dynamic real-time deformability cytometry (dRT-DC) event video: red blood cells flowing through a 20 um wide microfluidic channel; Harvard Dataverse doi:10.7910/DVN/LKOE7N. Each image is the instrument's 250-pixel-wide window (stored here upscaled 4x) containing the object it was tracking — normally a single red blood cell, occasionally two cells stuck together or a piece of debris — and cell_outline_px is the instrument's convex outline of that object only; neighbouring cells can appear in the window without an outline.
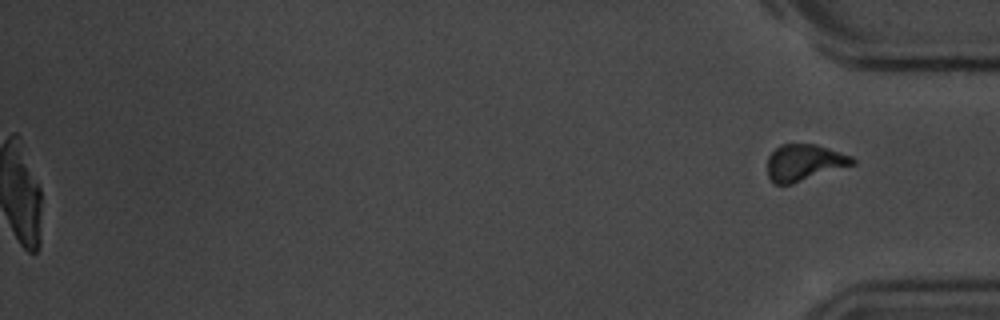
{"species": "common noctule bat (a hibernating species)", "species_latin": "Nyctalus noctula", "temperature_condition": "room temperature", "stored_images_in_passage": 47, "segment_of_instrument_passage": [2, 2], "camera_frame_rate_fps": 3000, "um_per_image_px": 0.085, "animal": {"sex": "male", "body_mass_g": 20.1, "forearm_length_mm": 53.5}, "frame": {"image": 1, "passage_image": 47, "time_ms": 15.333, "image_size_px": [1000, 320], "cell_outline_px": [[856, 164], [792, 184], [776, 184], [768, 176], [768, 156], [780, 144], [816, 144], [852, 156], [856, 160]], "centroid_in_image_um": [68.38, 13.81], "position_along_channel_um": 366.8, "area_um2": 18.09}}